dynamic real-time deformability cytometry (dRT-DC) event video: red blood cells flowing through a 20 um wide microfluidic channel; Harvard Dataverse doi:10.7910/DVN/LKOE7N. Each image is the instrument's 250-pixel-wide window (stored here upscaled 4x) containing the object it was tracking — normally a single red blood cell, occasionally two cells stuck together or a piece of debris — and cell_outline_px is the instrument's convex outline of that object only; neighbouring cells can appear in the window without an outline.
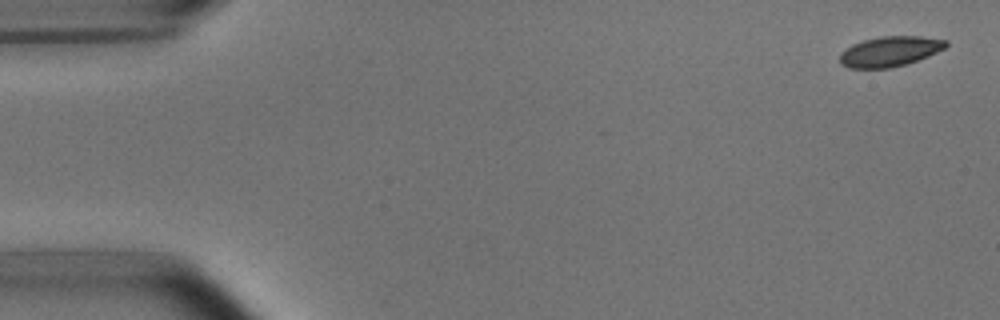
{"species": "common noctule bat (a hibernating species)", "species_latin": "Nyctalus noctula", "temperature_condition": "room temperature", "stored_images_in_passage": 5, "camera_frame_rate_fps": 3000, "um_per_image_px": 0.085, "animal": {"sex": "male", "body_mass_g": 15.6}, "frame": {"image": 1, "passage_image": 1, "time_ms": 0.0, "image_size_px": [1000, 320], "cell_outline_px": [[948, 44], [944, 48], [928, 56], [892, 68], [848, 68], [840, 64], [840, 52], [852, 44], [864, 40], [880, 36], [920, 36], [948, 40]], "centroid_in_image_um": [75.61, 4.37], "position_along_channel_um": 9.4, "area_um2": 18.61}}
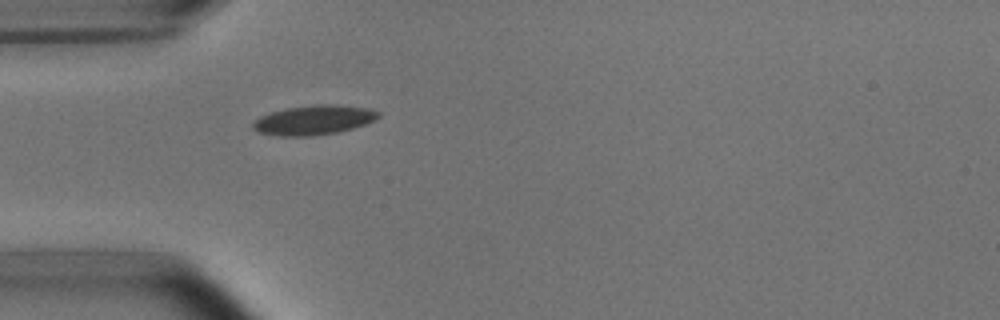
{"frame": {"image": 2, "passage_image": 5, "time_ms": 4.667, "image_size_px": [1000, 320], "cell_outline_px": [[380, 116], [364, 124], [352, 128], [336, 132], [312, 136], [280, 136], [260, 132], [252, 128], [252, 124], [260, 116], [272, 112], [288, 108], [316, 104], [336, 104], [368, 108], [380, 112]], "centroid_in_image_um": [26.67, 10.19], "position_along_channel_um": 58.3, "area_um2": 21.33}}